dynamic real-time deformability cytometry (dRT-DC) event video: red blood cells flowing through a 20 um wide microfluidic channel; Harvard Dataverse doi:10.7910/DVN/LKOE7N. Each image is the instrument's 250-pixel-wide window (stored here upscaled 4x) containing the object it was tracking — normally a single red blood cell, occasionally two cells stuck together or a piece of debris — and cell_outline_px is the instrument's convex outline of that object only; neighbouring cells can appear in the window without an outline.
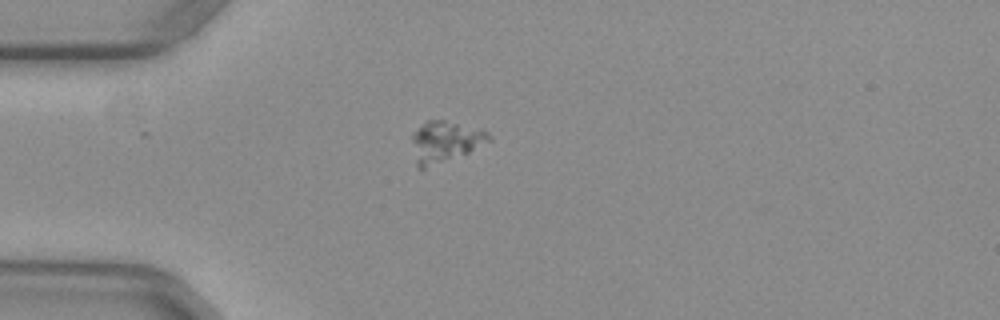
{"species": "common noctule bat (a hibernating species)", "species_latin": "Nyctalus noctula", "temperature_condition": "warm", "stored_images_in_passage": 39, "camera_frame_rate_fps": 3000, "um_per_image_px": 0.085, "animal": {"sex": "female", "body_mass_g": 29.2, "forearm_length_mm": 56.3}, "frame": {"image": 1, "passage_image": 1, "time_ms": 0.0, "image_size_px": [1000, 320], "cell_outline_px": [[492, 140], [468, 152], [424, 168], [420, 168], [416, 164], [412, 140], [412, 136], [428, 120], [444, 120], [484, 128], [492, 136]], "centroid_in_image_um": [37.91, 12.01], "position_along_channel_um": 47.1, "area_um2": 18.09}}
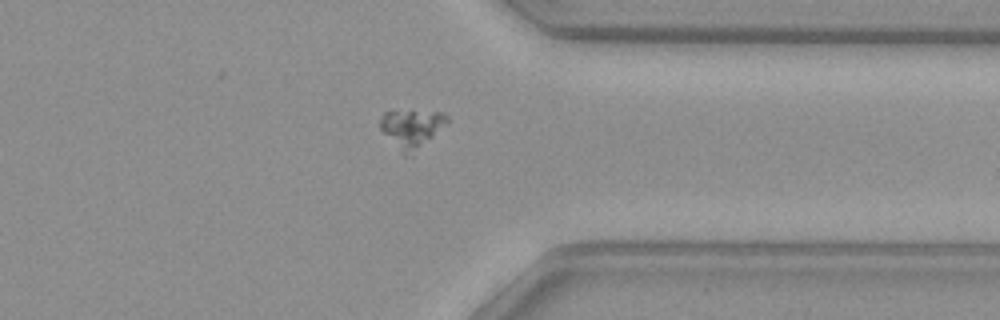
{"frame": {"image": 2, "passage_image": 28, "time_ms": 9.0, "image_size_px": [1000, 320], "cell_outline_px": [[448, 120], [432, 136], [404, 156], [400, 152], [380, 128], [380, 116], [384, 112], [444, 112], [448, 116]], "centroid_in_image_um": [34.93, 10.88], "position_along_channel_um": 376.5, "area_um2": 13.87}}
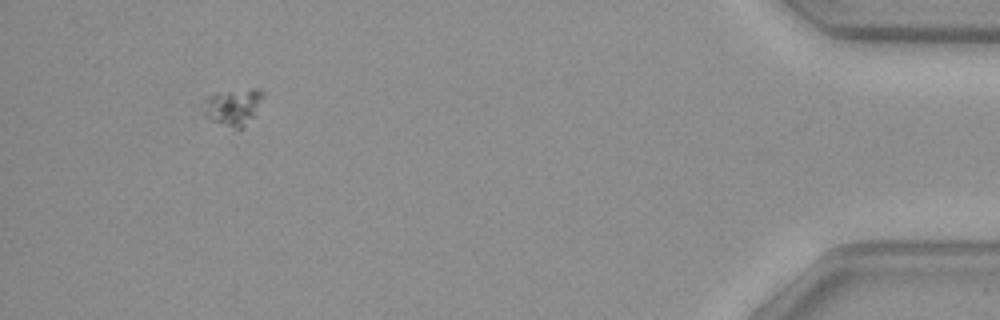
{"frame": {"image": 3, "passage_image": 36, "time_ms": 11.667, "image_size_px": [1000, 320], "cell_outline_px": [[264, 96], [252, 116], [244, 128], [236, 128], [212, 120], [204, 116], [204, 100], [208, 96], [216, 92], [252, 88], [256, 88], [264, 92]], "centroid_in_image_um": [19.81, 9.05], "position_along_channel_um": 415.4, "area_um2": 12.54}}